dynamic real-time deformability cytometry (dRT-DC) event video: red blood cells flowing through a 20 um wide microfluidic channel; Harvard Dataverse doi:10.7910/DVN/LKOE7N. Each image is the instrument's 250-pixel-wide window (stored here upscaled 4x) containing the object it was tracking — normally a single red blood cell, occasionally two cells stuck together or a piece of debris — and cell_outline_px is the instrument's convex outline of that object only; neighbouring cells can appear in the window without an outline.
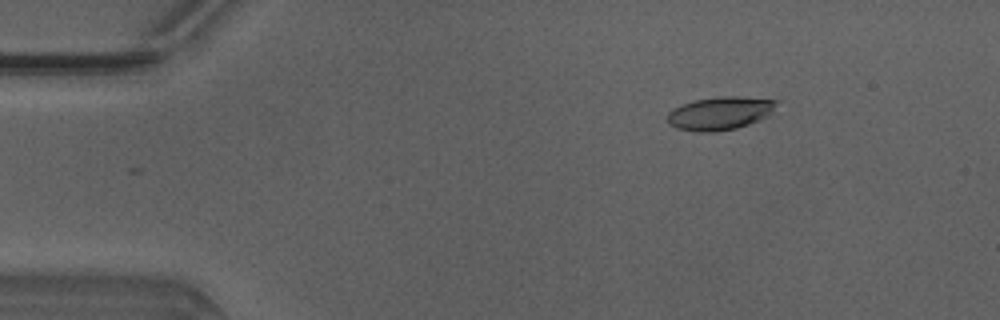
{"species": "Egyptian fruit bat (a non-hibernating species)", "species_latin": "Rousettus aegyptiacus", "temperature_condition": "warm", "stored_images_in_passage": 44, "camera_frame_rate_fps": 3000, "um_per_image_px": 0.085, "animal": {"sex": "male"}, "frame": {"image": 1, "passage_image": 2, "time_ms": 0.333, "image_size_px": [1000, 320], "cell_outline_px": [[780, 100], [772, 112], [768, 116], [748, 124], [736, 128], [712, 132], [696, 132], [676, 128], [668, 124], [668, 112], [672, 108], [680, 104], [692, 100], [716, 96], [736, 96]], "centroid_in_image_um": [61.17, 9.61], "position_along_channel_um": 23.8, "area_um2": 21.39}}
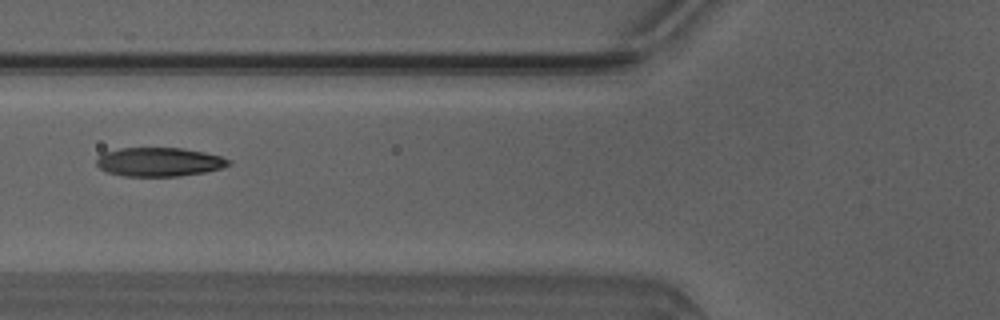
{"frame": {"image": 2, "passage_image": 14, "time_ms": 4.333, "image_size_px": [1000, 320], "cell_outline_px": [[232, 164], [220, 168], [204, 172], [180, 176], [124, 176], [108, 172], [100, 168], [96, 164], [96, 160], [104, 152], [120, 148], [184, 148], [204, 152], [220, 156], [232, 160]], "centroid_in_image_um": [13.55, 13.76], "position_along_channel_um": 112.3, "area_um2": 22.2}}
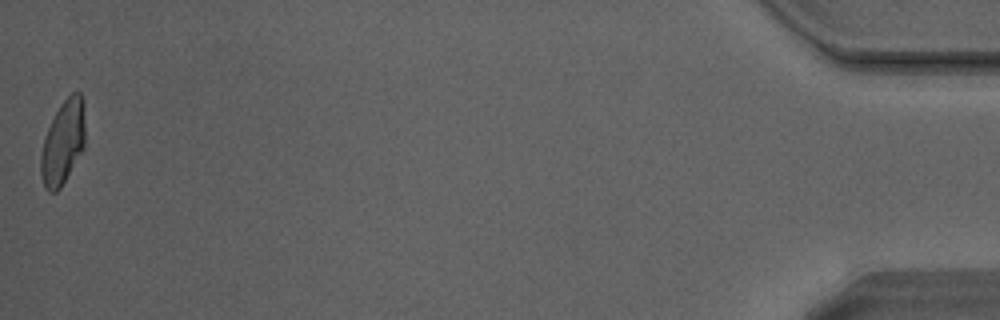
{"frame": {"image": 3, "passage_image": 44, "time_ms": 14.333, "image_size_px": [1000, 320], "cell_outline_px": [[84, 148], [60, 188], [56, 192], [48, 192], [44, 188], [40, 172], [40, 156], [44, 140], [48, 128], [60, 104], [72, 92], [80, 92], [84, 100]], "centroid_in_image_um": [5.35, 12.11], "position_along_channel_um": 429.9, "area_um2": 21.62}, "authors_computed_cell_mechanics": {"area_um2": 22.0507, "velocity_mm_per_s": 4.1701, "shape_relaxation_time_tau1_ms": 5.4098, "shape_relaxation_time_tau2_ms": 1.1378, "deformation_change_tau1": 0.205, "deformation_change_tau2": 0.0723}}